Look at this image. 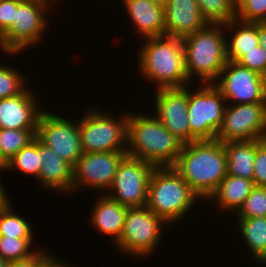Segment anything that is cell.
I'll list each match as a JSON object with an SVG mask.
<instances>
[{
	"mask_svg": "<svg viewBox=\"0 0 266 267\" xmlns=\"http://www.w3.org/2000/svg\"><path fill=\"white\" fill-rule=\"evenodd\" d=\"M173 168L199 197V201H207L227 175L223 143L200 140L183 144Z\"/></svg>",
	"mask_w": 266,
	"mask_h": 267,
	"instance_id": "1",
	"label": "cell"
},
{
	"mask_svg": "<svg viewBox=\"0 0 266 267\" xmlns=\"http://www.w3.org/2000/svg\"><path fill=\"white\" fill-rule=\"evenodd\" d=\"M183 143L155 115L128 112L126 153L154 167H173Z\"/></svg>",
	"mask_w": 266,
	"mask_h": 267,
	"instance_id": "2",
	"label": "cell"
},
{
	"mask_svg": "<svg viewBox=\"0 0 266 267\" xmlns=\"http://www.w3.org/2000/svg\"><path fill=\"white\" fill-rule=\"evenodd\" d=\"M143 43L138 52V71L143 79L155 83V90L184 88L191 83L185 70L182 38L162 35L145 38Z\"/></svg>",
	"mask_w": 266,
	"mask_h": 267,
	"instance_id": "3",
	"label": "cell"
},
{
	"mask_svg": "<svg viewBox=\"0 0 266 267\" xmlns=\"http://www.w3.org/2000/svg\"><path fill=\"white\" fill-rule=\"evenodd\" d=\"M224 24L208 23L204 28L182 39L185 70L189 81L214 83L227 60ZM192 78V79H191ZM202 80V82H201Z\"/></svg>",
	"mask_w": 266,
	"mask_h": 267,
	"instance_id": "4",
	"label": "cell"
},
{
	"mask_svg": "<svg viewBox=\"0 0 266 267\" xmlns=\"http://www.w3.org/2000/svg\"><path fill=\"white\" fill-rule=\"evenodd\" d=\"M198 199L173 167H155L152 171L146 206L167 224L182 219Z\"/></svg>",
	"mask_w": 266,
	"mask_h": 267,
	"instance_id": "5",
	"label": "cell"
},
{
	"mask_svg": "<svg viewBox=\"0 0 266 267\" xmlns=\"http://www.w3.org/2000/svg\"><path fill=\"white\" fill-rule=\"evenodd\" d=\"M93 109L79 120L83 153L126 151L128 113L116 119L110 112Z\"/></svg>",
	"mask_w": 266,
	"mask_h": 267,
	"instance_id": "6",
	"label": "cell"
},
{
	"mask_svg": "<svg viewBox=\"0 0 266 267\" xmlns=\"http://www.w3.org/2000/svg\"><path fill=\"white\" fill-rule=\"evenodd\" d=\"M60 0H23L16 9L11 27L0 37V46L4 52L16 55L35 45L43 38L49 25L47 10L53 2Z\"/></svg>",
	"mask_w": 266,
	"mask_h": 267,
	"instance_id": "7",
	"label": "cell"
},
{
	"mask_svg": "<svg viewBox=\"0 0 266 267\" xmlns=\"http://www.w3.org/2000/svg\"><path fill=\"white\" fill-rule=\"evenodd\" d=\"M164 225L167 223L147 206L128 208L122 234L114 244L122 253L145 258L155 251Z\"/></svg>",
	"mask_w": 266,
	"mask_h": 267,
	"instance_id": "8",
	"label": "cell"
},
{
	"mask_svg": "<svg viewBox=\"0 0 266 267\" xmlns=\"http://www.w3.org/2000/svg\"><path fill=\"white\" fill-rule=\"evenodd\" d=\"M188 90V122L198 140H215L225 113V99L213 83H202L196 91Z\"/></svg>",
	"mask_w": 266,
	"mask_h": 267,
	"instance_id": "9",
	"label": "cell"
},
{
	"mask_svg": "<svg viewBox=\"0 0 266 267\" xmlns=\"http://www.w3.org/2000/svg\"><path fill=\"white\" fill-rule=\"evenodd\" d=\"M154 166L126 155L117 167L109 193L110 199L127 208L143 207L147 203L148 183Z\"/></svg>",
	"mask_w": 266,
	"mask_h": 267,
	"instance_id": "10",
	"label": "cell"
},
{
	"mask_svg": "<svg viewBox=\"0 0 266 267\" xmlns=\"http://www.w3.org/2000/svg\"><path fill=\"white\" fill-rule=\"evenodd\" d=\"M266 139V102L226 106L215 140L222 143Z\"/></svg>",
	"mask_w": 266,
	"mask_h": 267,
	"instance_id": "11",
	"label": "cell"
},
{
	"mask_svg": "<svg viewBox=\"0 0 266 267\" xmlns=\"http://www.w3.org/2000/svg\"><path fill=\"white\" fill-rule=\"evenodd\" d=\"M62 117L42 111L35 137L73 168L83 154L79 122Z\"/></svg>",
	"mask_w": 266,
	"mask_h": 267,
	"instance_id": "12",
	"label": "cell"
},
{
	"mask_svg": "<svg viewBox=\"0 0 266 267\" xmlns=\"http://www.w3.org/2000/svg\"><path fill=\"white\" fill-rule=\"evenodd\" d=\"M218 81L213 84L222 93L225 101L232 104L266 102V88L262 75L237 62L227 61Z\"/></svg>",
	"mask_w": 266,
	"mask_h": 267,
	"instance_id": "13",
	"label": "cell"
},
{
	"mask_svg": "<svg viewBox=\"0 0 266 267\" xmlns=\"http://www.w3.org/2000/svg\"><path fill=\"white\" fill-rule=\"evenodd\" d=\"M126 151L83 153L73 167L72 193L78 188L107 191Z\"/></svg>",
	"mask_w": 266,
	"mask_h": 267,
	"instance_id": "14",
	"label": "cell"
},
{
	"mask_svg": "<svg viewBox=\"0 0 266 267\" xmlns=\"http://www.w3.org/2000/svg\"><path fill=\"white\" fill-rule=\"evenodd\" d=\"M157 89L155 113L157 119L183 144L198 141L188 122V88Z\"/></svg>",
	"mask_w": 266,
	"mask_h": 267,
	"instance_id": "15",
	"label": "cell"
},
{
	"mask_svg": "<svg viewBox=\"0 0 266 267\" xmlns=\"http://www.w3.org/2000/svg\"><path fill=\"white\" fill-rule=\"evenodd\" d=\"M28 89L19 95L0 99V129L37 130L42 109L37 95Z\"/></svg>",
	"mask_w": 266,
	"mask_h": 267,
	"instance_id": "16",
	"label": "cell"
},
{
	"mask_svg": "<svg viewBox=\"0 0 266 267\" xmlns=\"http://www.w3.org/2000/svg\"><path fill=\"white\" fill-rule=\"evenodd\" d=\"M165 35L184 38L208 23L196 0H168L164 5Z\"/></svg>",
	"mask_w": 266,
	"mask_h": 267,
	"instance_id": "17",
	"label": "cell"
},
{
	"mask_svg": "<svg viewBox=\"0 0 266 267\" xmlns=\"http://www.w3.org/2000/svg\"><path fill=\"white\" fill-rule=\"evenodd\" d=\"M39 154L42 163L38 182L48 190L72 194L73 168L40 141Z\"/></svg>",
	"mask_w": 266,
	"mask_h": 267,
	"instance_id": "18",
	"label": "cell"
},
{
	"mask_svg": "<svg viewBox=\"0 0 266 267\" xmlns=\"http://www.w3.org/2000/svg\"><path fill=\"white\" fill-rule=\"evenodd\" d=\"M129 19L143 38L165 35L164 7L149 0H123Z\"/></svg>",
	"mask_w": 266,
	"mask_h": 267,
	"instance_id": "19",
	"label": "cell"
},
{
	"mask_svg": "<svg viewBox=\"0 0 266 267\" xmlns=\"http://www.w3.org/2000/svg\"><path fill=\"white\" fill-rule=\"evenodd\" d=\"M103 194L97 201L95 200L90 223L94 226L93 229L112 237L111 240L116 243L122 234L128 208Z\"/></svg>",
	"mask_w": 266,
	"mask_h": 267,
	"instance_id": "20",
	"label": "cell"
},
{
	"mask_svg": "<svg viewBox=\"0 0 266 267\" xmlns=\"http://www.w3.org/2000/svg\"><path fill=\"white\" fill-rule=\"evenodd\" d=\"M254 186L252 180L227 174L208 200L215 201L219 210L237 213Z\"/></svg>",
	"mask_w": 266,
	"mask_h": 267,
	"instance_id": "21",
	"label": "cell"
},
{
	"mask_svg": "<svg viewBox=\"0 0 266 267\" xmlns=\"http://www.w3.org/2000/svg\"><path fill=\"white\" fill-rule=\"evenodd\" d=\"M223 28L225 31L231 29V33L233 31V35L230 36L231 39L226 38L228 61L237 62L242 56L259 46L257 22L246 23L233 19L225 23Z\"/></svg>",
	"mask_w": 266,
	"mask_h": 267,
	"instance_id": "22",
	"label": "cell"
},
{
	"mask_svg": "<svg viewBox=\"0 0 266 267\" xmlns=\"http://www.w3.org/2000/svg\"><path fill=\"white\" fill-rule=\"evenodd\" d=\"M227 174L253 181L255 140L223 143Z\"/></svg>",
	"mask_w": 266,
	"mask_h": 267,
	"instance_id": "23",
	"label": "cell"
},
{
	"mask_svg": "<svg viewBox=\"0 0 266 267\" xmlns=\"http://www.w3.org/2000/svg\"><path fill=\"white\" fill-rule=\"evenodd\" d=\"M237 219L239 231L255 262L258 263L266 256V216Z\"/></svg>",
	"mask_w": 266,
	"mask_h": 267,
	"instance_id": "24",
	"label": "cell"
},
{
	"mask_svg": "<svg viewBox=\"0 0 266 267\" xmlns=\"http://www.w3.org/2000/svg\"><path fill=\"white\" fill-rule=\"evenodd\" d=\"M41 156L39 154V140L35 137L26 146L18 151V153L13 156L5 164L4 171L8 169H18L21 172L34 175L35 179L38 180L39 171L41 168Z\"/></svg>",
	"mask_w": 266,
	"mask_h": 267,
	"instance_id": "25",
	"label": "cell"
},
{
	"mask_svg": "<svg viewBox=\"0 0 266 267\" xmlns=\"http://www.w3.org/2000/svg\"><path fill=\"white\" fill-rule=\"evenodd\" d=\"M12 211L11 201L0 206V236L33 238V229L26 219Z\"/></svg>",
	"mask_w": 266,
	"mask_h": 267,
	"instance_id": "26",
	"label": "cell"
},
{
	"mask_svg": "<svg viewBox=\"0 0 266 267\" xmlns=\"http://www.w3.org/2000/svg\"><path fill=\"white\" fill-rule=\"evenodd\" d=\"M37 130L0 129V159L6 164L35 138Z\"/></svg>",
	"mask_w": 266,
	"mask_h": 267,
	"instance_id": "27",
	"label": "cell"
},
{
	"mask_svg": "<svg viewBox=\"0 0 266 267\" xmlns=\"http://www.w3.org/2000/svg\"><path fill=\"white\" fill-rule=\"evenodd\" d=\"M203 18L210 24H225L235 19L236 0H196Z\"/></svg>",
	"mask_w": 266,
	"mask_h": 267,
	"instance_id": "28",
	"label": "cell"
},
{
	"mask_svg": "<svg viewBox=\"0 0 266 267\" xmlns=\"http://www.w3.org/2000/svg\"><path fill=\"white\" fill-rule=\"evenodd\" d=\"M33 241L34 238L0 236V258L7 262H14L34 256L38 250L30 251Z\"/></svg>",
	"mask_w": 266,
	"mask_h": 267,
	"instance_id": "29",
	"label": "cell"
},
{
	"mask_svg": "<svg viewBox=\"0 0 266 267\" xmlns=\"http://www.w3.org/2000/svg\"><path fill=\"white\" fill-rule=\"evenodd\" d=\"M12 68L4 63L0 64V99L19 95L28 87L24 75Z\"/></svg>",
	"mask_w": 266,
	"mask_h": 267,
	"instance_id": "30",
	"label": "cell"
},
{
	"mask_svg": "<svg viewBox=\"0 0 266 267\" xmlns=\"http://www.w3.org/2000/svg\"><path fill=\"white\" fill-rule=\"evenodd\" d=\"M235 215L237 218L266 216V187L254 186L250 195Z\"/></svg>",
	"mask_w": 266,
	"mask_h": 267,
	"instance_id": "31",
	"label": "cell"
},
{
	"mask_svg": "<svg viewBox=\"0 0 266 267\" xmlns=\"http://www.w3.org/2000/svg\"><path fill=\"white\" fill-rule=\"evenodd\" d=\"M235 19L246 22H266V0H236Z\"/></svg>",
	"mask_w": 266,
	"mask_h": 267,
	"instance_id": "32",
	"label": "cell"
},
{
	"mask_svg": "<svg viewBox=\"0 0 266 267\" xmlns=\"http://www.w3.org/2000/svg\"><path fill=\"white\" fill-rule=\"evenodd\" d=\"M253 182L255 186L266 187V139L255 140Z\"/></svg>",
	"mask_w": 266,
	"mask_h": 267,
	"instance_id": "33",
	"label": "cell"
},
{
	"mask_svg": "<svg viewBox=\"0 0 266 267\" xmlns=\"http://www.w3.org/2000/svg\"><path fill=\"white\" fill-rule=\"evenodd\" d=\"M237 63L243 67L263 75L266 71V53L259 45L255 49L242 56Z\"/></svg>",
	"mask_w": 266,
	"mask_h": 267,
	"instance_id": "34",
	"label": "cell"
},
{
	"mask_svg": "<svg viewBox=\"0 0 266 267\" xmlns=\"http://www.w3.org/2000/svg\"><path fill=\"white\" fill-rule=\"evenodd\" d=\"M23 0H0V37L11 27L17 6Z\"/></svg>",
	"mask_w": 266,
	"mask_h": 267,
	"instance_id": "35",
	"label": "cell"
},
{
	"mask_svg": "<svg viewBox=\"0 0 266 267\" xmlns=\"http://www.w3.org/2000/svg\"><path fill=\"white\" fill-rule=\"evenodd\" d=\"M54 258L55 256L41 249L30 258L8 262L7 267H46Z\"/></svg>",
	"mask_w": 266,
	"mask_h": 267,
	"instance_id": "36",
	"label": "cell"
},
{
	"mask_svg": "<svg viewBox=\"0 0 266 267\" xmlns=\"http://www.w3.org/2000/svg\"><path fill=\"white\" fill-rule=\"evenodd\" d=\"M257 33L259 37V45L266 53V22H257Z\"/></svg>",
	"mask_w": 266,
	"mask_h": 267,
	"instance_id": "37",
	"label": "cell"
},
{
	"mask_svg": "<svg viewBox=\"0 0 266 267\" xmlns=\"http://www.w3.org/2000/svg\"><path fill=\"white\" fill-rule=\"evenodd\" d=\"M46 267H72V266L66 264L65 261L63 262L62 260H58V258L55 257Z\"/></svg>",
	"mask_w": 266,
	"mask_h": 267,
	"instance_id": "38",
	"label": "cell"
},
{
	"mask_svg": "<svg viewBox=\"0 0 266 267\" xmlns=\"http://www.w3.org/2000/svg\"><path fill=\"white\" fill-rule=\"evenodd\" d=\"M149 1L164 7V5L167 3L168 0H149Z\"/></svg>",
	"mask_w": 266,
	"mask_h": 267,
	"instance_id": "39",
	"label": "cell"
},
{
	"mask_svg": "<svg viewBox=\"0 0 266 267\" xmlns=\"http://www.w3.org/2000/svg\"><path fill=\"white\" fill-rule=\"evenodd\" d=\"M7 266H8V262L0 258V267H7Z\"/></svg>",
	"mask_w": 266,
	"mask_h": 267,
	"instance_id": "40",
	"label": "cell"
},
{
	"mask_svg": "<svg viewBox=\"0 0 266 267\" xmlns=\"http://www.w3.org/2000/svg\"><path fill=\"white\" fill-rule=\"evenodd\" d=\"M258 263H260L262 266H266V256L263 257Z\"/></svg>",
	"mask_w": 266,
	"mask_h": 267,
	"instance_id": "41",
	"label": "cell"
},
{
	"mask_svg": "<svg viewBox=\"0 0 266 267\" xmlns=\"http://www.w3.org/2000/svg\"><path fill=\"white\" fill-rule=\"evenodd\" d=\"M262 77H263V83H264L265 88H266V71H265V73L262 75Z\"/></svg>",
	"mask_w": 266,
	"mask_h": 267,
	"instance_id": "42",
	"label": "cell"
},
{
	"mask_svg": "<svg viewBox=\"0 0 266 267\" xmlns=\"http://www.w3.org/2000/svg\"><path fill=\"white\" fill-rule=\"evenodd\" d=\"M5 168V163L0 159V169H4Z\"/></svg>",
	"mask_w": 266,
	"mask_h": 267,
	"instance_id": "43",
	"label": "cell"
}]
</instances>
